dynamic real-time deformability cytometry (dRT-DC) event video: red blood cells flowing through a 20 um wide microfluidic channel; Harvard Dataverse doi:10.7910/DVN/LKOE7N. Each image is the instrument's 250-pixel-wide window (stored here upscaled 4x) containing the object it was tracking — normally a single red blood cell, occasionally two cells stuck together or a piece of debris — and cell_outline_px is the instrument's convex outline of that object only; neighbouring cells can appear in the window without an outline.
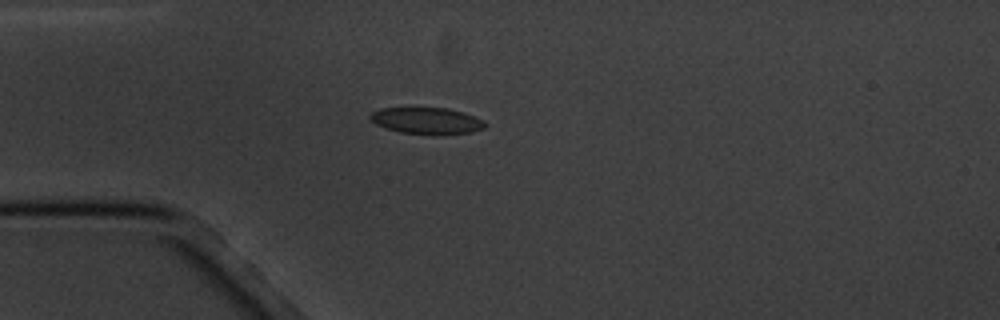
{"species": "common noctule bat (a hibernating species)", "species_latin": "Nyctalus noctula", "temperature_condition": "cold", "stored_images_in_passage": 4, "camera_frame_rate_fps": 3000, "um_per_image_px": 0.085, "animal": {"sex": "male", "body_mass_g": 20.1, "forearm_length_mm": 53.5}, "frame": {"image": 1, "passage_image": 4, "time_ms": 4.333, "image_size_px": [1000, 320], "cell_outline_px": [[488, 124], [484, 128], [472, 132], [440, 136], [400, 132], [384, 128], [376, 124], [368, 116], [372, 112], [380, 108], [408, 104], [448, 108], [464, 112], [484, 120]], "centroid_in_image_um": [36.25, 10.22], "position_along_channel_um": 48.8, "area_um2": 19.13}}